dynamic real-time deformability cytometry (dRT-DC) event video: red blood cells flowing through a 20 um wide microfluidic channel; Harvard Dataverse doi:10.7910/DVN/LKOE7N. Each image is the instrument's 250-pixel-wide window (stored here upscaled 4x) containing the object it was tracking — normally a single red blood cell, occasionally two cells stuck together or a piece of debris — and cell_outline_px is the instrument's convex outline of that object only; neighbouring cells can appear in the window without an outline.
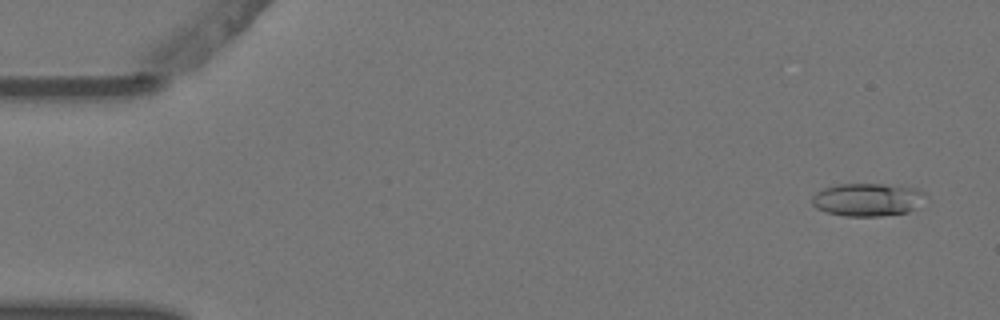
{"species": "Egyptian fruit bat (a non-hibernating species)", "species_latin": "Rousettus aegyptiacus", "temperature_condition": "warm", "stored_images_in_passage": 6, "camera_frame_rate_fps": 3000, "um_per_image_px": 0.085, "animal": {"sex": "female"}, "frame": {"image": 1, "passage_image": 1, "time_ms": 0.0, "image_size_px": [1000, 320], "cell_outline_px": [[928, 196], [920, 208], [908, 212], [880, 216], [844, 216], [824, 212], [816, 208], [812, 204], [812, 196], [816, 192], [824, 188], [836, 184], [884, 184], [916, 188], [924, 192]], "centroid_in_image_um": [73.79, 16.97], "position_along_channel_um": 11.2, "area_um2": 22.25}}
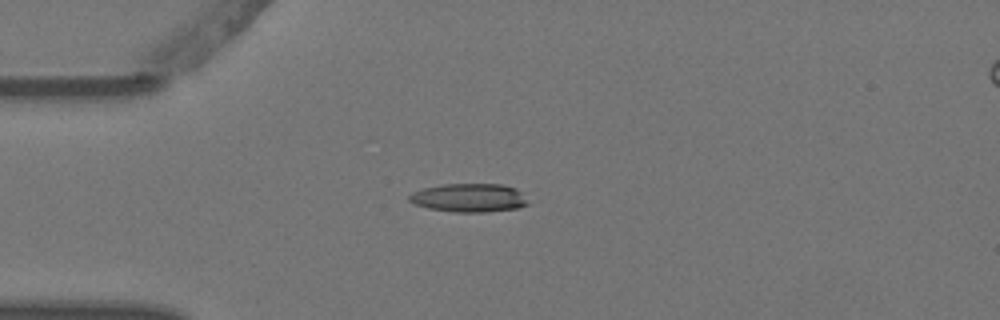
{"frame": {"image": 2, "passage_image": 4, "time_ms": 1.0, "image_size_px": [1000, 320], "cell_outline_px": [[528, 204], [520, 208], [484, 212], [456, 212], [428, 208], [416, 204], [408, 200], [408, 196], [412, 192], [424, 188], [444, 184], [504, 184], [516, 188], [524, 192]], "centroid_in_image_um": [39.92, 16.81], "position_along_channel_um": 45.1, "area_um2": 19.88}}
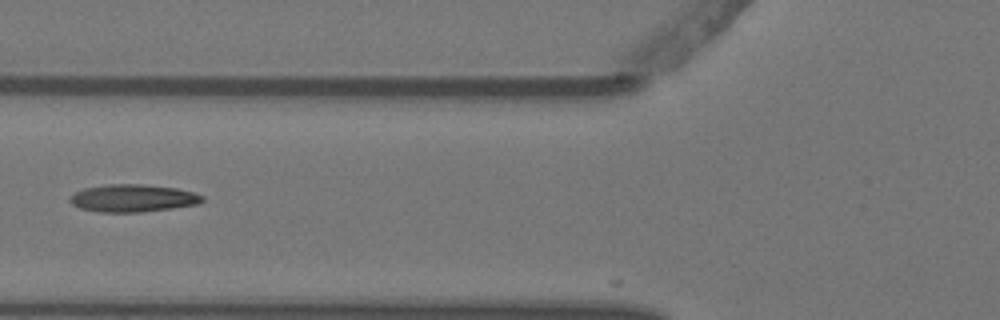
{"frame": {"image": 3, "passage_image": 6, "time_ms": 1.667, "image_size_px": [1000, 320], "cell_outline_px": [[204, 200], [196, 204], [172, 208], [140, 212], [100, 212], [80, 208], [72, 204], [68, 200], [68, 196], [84, 188], [108, 184], [140, 184], [176, 188], [192, 192], [204, 196]], "centroid_in_image_um": [11.25, 16.84], "position_along_channel_um": 114.5, "area_um2": 21.15}}